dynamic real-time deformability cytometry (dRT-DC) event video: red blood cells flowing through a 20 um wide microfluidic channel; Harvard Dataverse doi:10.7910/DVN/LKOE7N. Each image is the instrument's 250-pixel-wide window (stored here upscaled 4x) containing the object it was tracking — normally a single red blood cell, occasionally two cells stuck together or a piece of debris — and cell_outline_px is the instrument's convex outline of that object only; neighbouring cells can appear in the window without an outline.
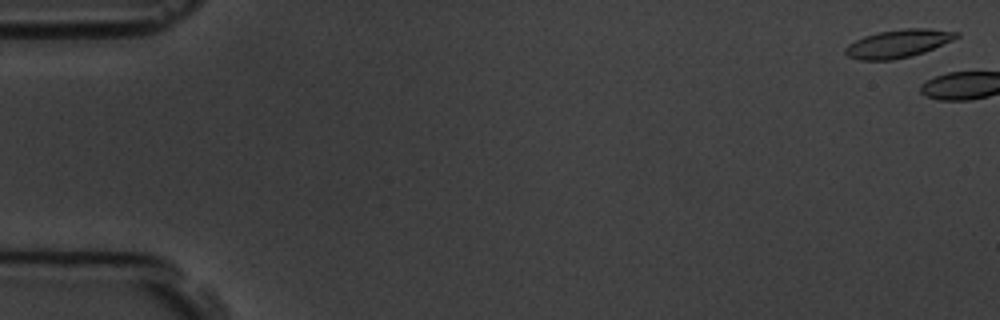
{"species": "common noctule bat (a hibernating species)", "species_latin": "Nyctalus noctula", "temperature_condition": "room temperature", "stored_images_in_passage": 2, "camera_frame_rate_fps": 3000, "um_per_image_px": 0.085, "animal": {"sex": "male", "body_mass_g": 19.5, "forearm_length_mm": 54.6}, "frame": {"image": 1, "passage_image": 1, "time_ms": 0.0, "image_size_px": [1000, 320], "cell_outline_px": [[960, 36], [952, 40], [924, 52], [912, 56], [892, 60], [860, 60], [848, 56], [844, 52], [844, 48], [848, 44], [864, 36], [880, 32], [904, 28], [928, 28], [960, 32]], "centroid_in_image_um": [76.35, 3.7], "position_along_channel_um": 8.7, "area_um2": 18.15}}